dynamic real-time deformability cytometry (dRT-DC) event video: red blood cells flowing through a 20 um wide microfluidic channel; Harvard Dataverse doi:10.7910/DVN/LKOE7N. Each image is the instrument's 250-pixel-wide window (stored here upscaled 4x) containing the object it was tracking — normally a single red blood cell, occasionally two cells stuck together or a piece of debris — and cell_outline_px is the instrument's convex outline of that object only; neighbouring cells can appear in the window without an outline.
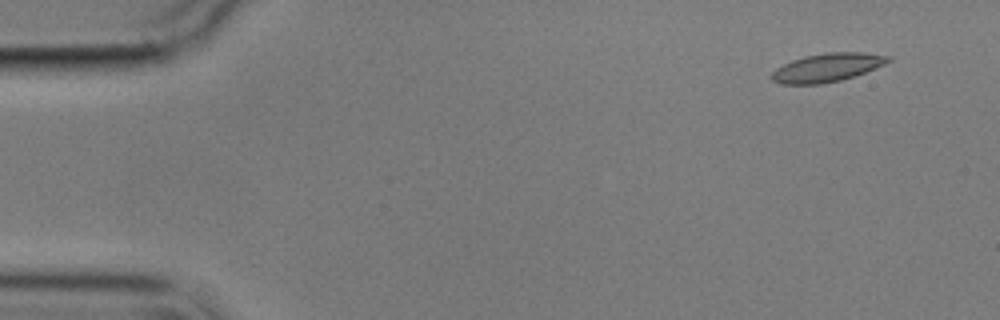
{"species": "common noctule bat (a hibernating species)", "species_latin": "Nyctalus noctula", "temperature_condition": "cold", "stored_images_in_passage": 5, "camera_frame_rate_fps": 3000, "um_per_image_px": 0.085, "animal": {"sex": "male", "body_mass_g": 17.9}, "frame": {"image": 1, "passage_image": 1, "time_ms": 0.0, "image_size_px": [1000, 320], "cell_outline_px": [[892, 60], [876, 68], [840, 80], [820, 84], [780, 84], [772, 80], [772, 72], [776, 68], [792, 60], [804, 56], [828, 52], [864, 52], [892, 56]], "centroid_in_image_um": [70.32, 5.73], "position_along_channel_um": 14.7, "area_um2": 19.25}}
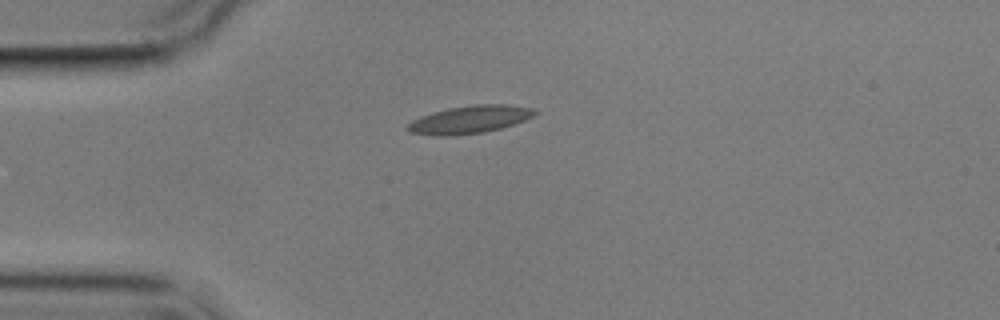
{"frame": {"image": 2, "passage_image": 4, "time_ms": 3.333, "image_size_px": [1000, 320], "cell_outline_px": [[536, 112], [532, 116], [524, 120], [500, 128], [484, 132], [444, 136], [440, 136], [412, 132], [404, 128], [412, 120], [420, 116], [432, 112], [448, 108], [476, 104], [504, 104], [532, 108]], "centroid_in_image_um": [39.87, 10.15], "position_along_channel_um": 45.1, "area_um2": 20.23}}